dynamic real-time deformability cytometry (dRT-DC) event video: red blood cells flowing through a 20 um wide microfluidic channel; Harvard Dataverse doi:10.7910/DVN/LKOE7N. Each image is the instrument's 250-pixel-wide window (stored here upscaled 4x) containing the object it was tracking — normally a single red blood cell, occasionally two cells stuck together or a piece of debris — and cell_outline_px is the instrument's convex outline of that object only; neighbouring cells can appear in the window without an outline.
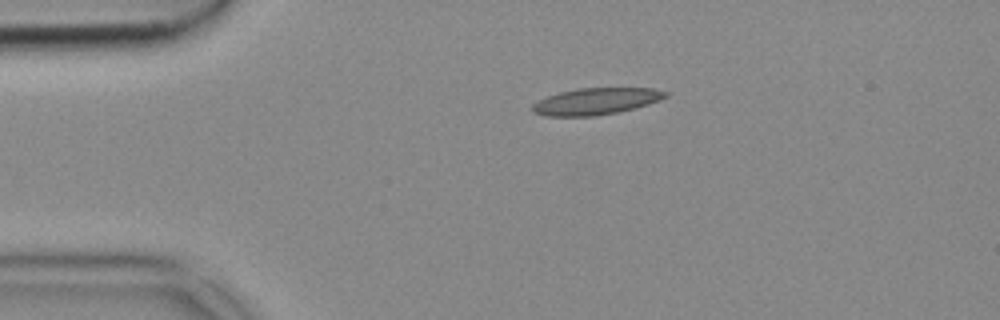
{"species": "common noctule bat (a hibernating species)", "species_latin": "Nyctalus noctula", "temperature_condition": "cold", "stored_images_in_passage": 43, "camera_frame_rate_fps": 3000, "um_per_image_px": 0.085, "animal": {"sex": "female", "body_mass_g": 18.4}, "frame": {"image": 1, "passage_image": 1, "time_ms": 0.0, "image_size_px": [1000, 320], "cell_outline_px": [[668, 96], [648, 104], [616, 112], [592, 116], [548, 116], [532, 112], [532, 104], [548, 96], [560, 92], [576, 88], [652, 88], [668, 92]], "centroid_in_image_um": [50.64, 8.6], "position_along_channel_um": 34.4, "area_um2": 20.4}}
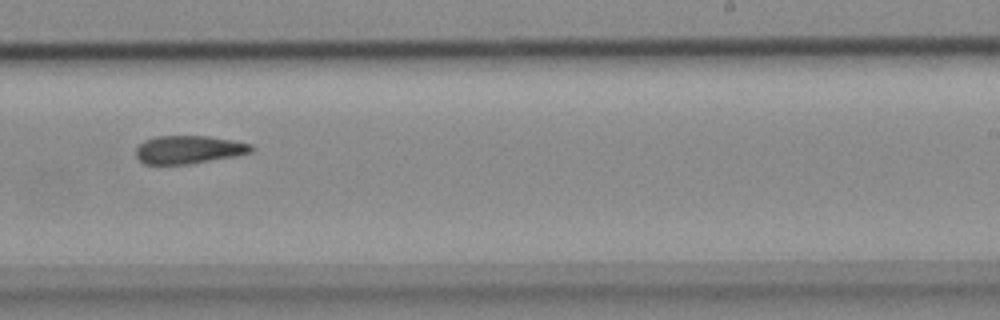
{"frame": {"image": 2, "passage_image": 23, "time_ms": 7.333, "image_size_px": [1000, 320], "cell_outline_px": [[256, 148], [252, 152], [236, 156], [188, 164], [144, 164], [136, 156], [136, 148], [144, 140], [156, 136], [208, 136], [232, 140], [252, 144]], "centroid_in_image_um": [16.07, 12.71], "position_along_channel_um": 272.9, "area_um2": 18.96}}
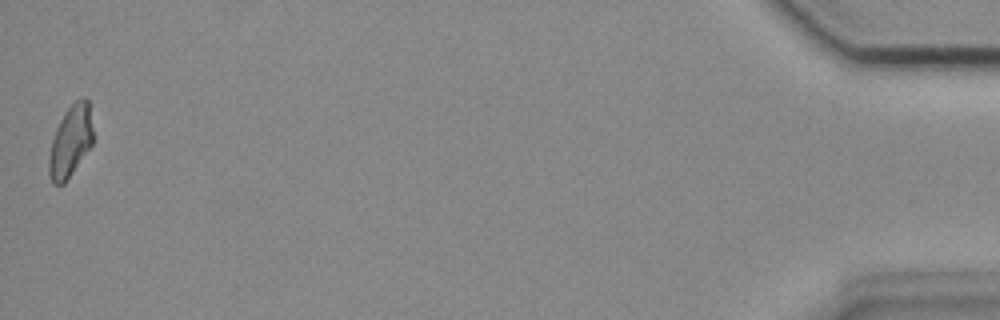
{"frame": {"image": 3, "passage_image": 43, "time_ms": 14.0, "image_size_px": [1000, 320], "cell_outline_px": [[92, 144], [64, 184], [52, 184], [48, 176], [48, 160], [52, 140], [56, 128], [64, 112], [80, 96], [84, 96], [88, 100], [92, 128]], "centroid_in_image_um": [5.97, 12.01], "position_along_channel_um": 429.2, "area_um2": 18.26}}